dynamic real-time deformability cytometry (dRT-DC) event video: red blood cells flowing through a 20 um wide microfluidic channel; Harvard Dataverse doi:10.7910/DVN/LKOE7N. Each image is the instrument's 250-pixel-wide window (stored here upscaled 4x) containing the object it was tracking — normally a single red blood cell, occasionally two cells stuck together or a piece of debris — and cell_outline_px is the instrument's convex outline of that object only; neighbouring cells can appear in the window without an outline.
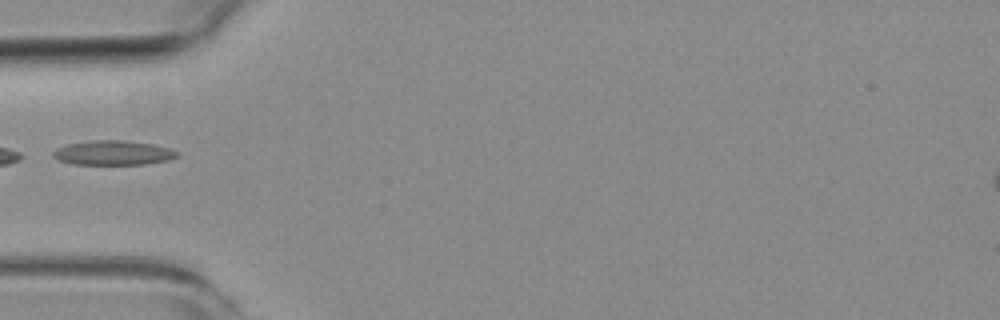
{"species": "common noctule bat (a hibernating species)", "species_latin": "Nyctalus noctula", "temperature_condition": "room temperature", "stored_images_in_passage": 34, "camera_frame_rate_fps": 3000, "um_per_image_px": 0.085, "animal": {"sex": "female", "body_mass_g": 19.3, "forearm_length_mm": 54.1}, "frame": {"image": 1, "passage_image": 1, "time_ms": 0.0, "image_size_px": [1000, 320], "cell_outline_px": [[180, 152], [176, 156], [168, 160], [144, 164], [72, 164], [60, 160], [52, 156], [52, 152], [68, 144], [92, 140], [124, 140], [152, 144], [172, 148]], "centroid_in_image_um": [9.65, 12.98], "position_along_channel_um": 75.3, "area_um2": 17.57}}
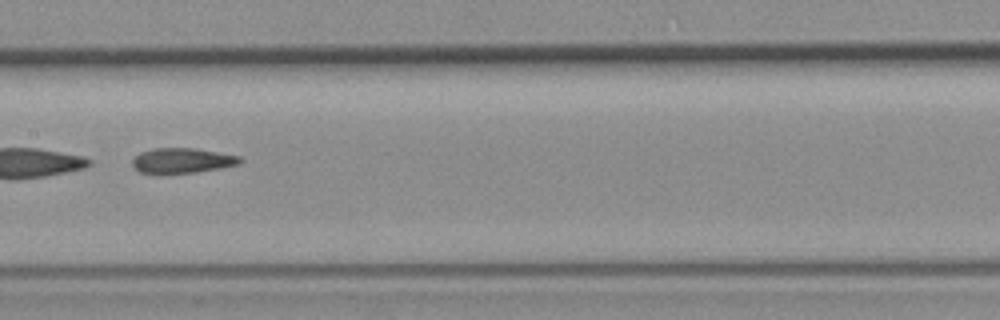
{"frame": {"image": 2, "passage_image": 10, "time_ms": 3.0, "image_size_px": [1000, 320], "cell_outline_px": [[244, 160], [240, 164], [220, 168], [196, 172], [160, 176], [156, 176], [140, 172], [132, 164], [132, 160], [140, 152], [152, 148], [196, 148], [240, 156]], "centroid_in_image_um": [15.46, 13.68], "position_along_channel_um": 191.9, "area_um2": 16.36}}